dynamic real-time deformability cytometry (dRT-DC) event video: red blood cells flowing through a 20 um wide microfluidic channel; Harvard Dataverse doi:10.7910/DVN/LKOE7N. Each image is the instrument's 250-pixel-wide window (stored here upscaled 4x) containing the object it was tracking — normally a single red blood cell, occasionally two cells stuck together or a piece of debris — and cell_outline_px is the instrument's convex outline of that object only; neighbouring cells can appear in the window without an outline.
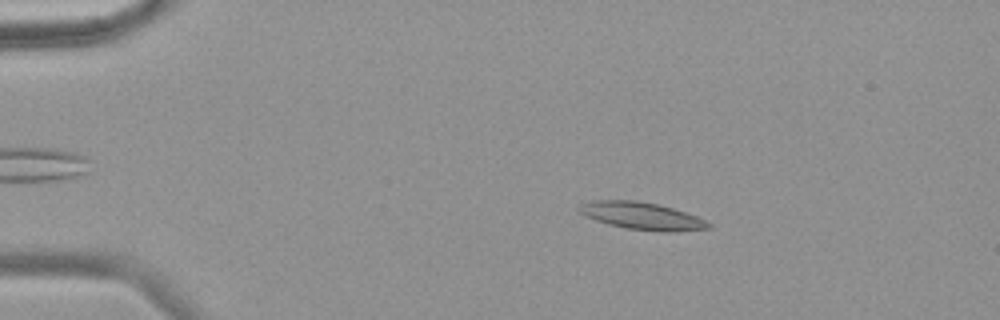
{"species": "common noctule bat (a hibernating species)", "species_latin": "Nyctalus noctula", "temperature_condition": "warm", "stored_images_in_passage": 53, "camera_frame_rate_fps": 3000, "um_per_image_px": 0.085, "animal": {"sex": "female", "body_mass_g": 18.4}, "frame": {"image": 1, "passage_image": 5, "time_ms": 1.333, "image_size_px": [1000, 320], "cell_outline_px": [[712, 228], [628, 228], [608, 224], [596, 220], [580, 212], [576, 208], [580, 204], [592, 200], [636, 200], [656, 204], [672, 208], [696, 216], [712, 224]], "centroid_in_image_um": [54.4, 18.27], "position_along_channel_um": 30.6, "area_um2": 19.07}}
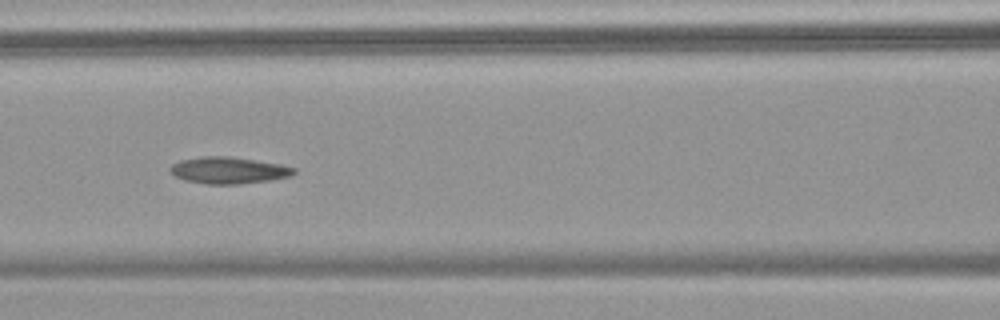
{"frame": {"image": 2, "passage_image": 21, "time_ms": 6.667, "image_size_px": [1000, 320], "cell_outline_px": [[296, 172], [292, 176], [268, 180], [240, 184], [208, 184], [184, 180], [168, 172], [168, 168], [172, 164], [180, 160], [204, 156], [228, 156], [280, 164], [296, 168]], "centroid_in_image_um": [19.4, 14.48], "position_along_channel_um": 147.2, "area_um2": 19.25}}
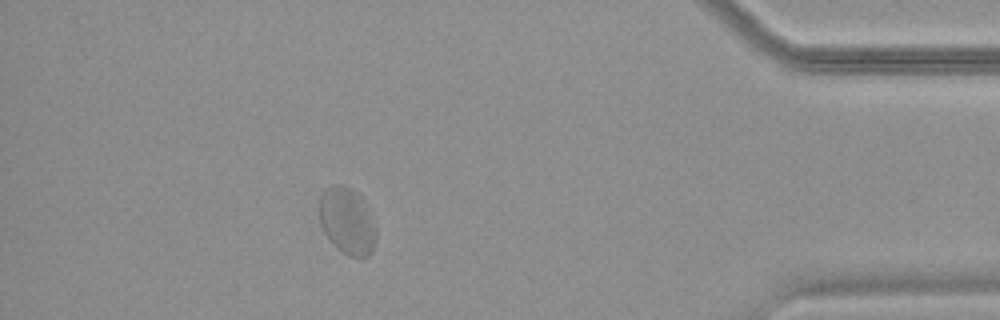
{"frame": {"image": 3, "passage_image": 47, "time_ms": 15.333, "image_size_px": [1000, 320], "cell_outline_px": [[376, 240], [372, 252], [368, 256], [348, 256], [324, 232], [320, 224], [320, 196], [324, 188], [332, 184], [340, 184], [352, 188], [364, 200], [376, 228]], "centroid_in_image_um": [29.52, 18.73], "position_along_channel_um": 405.7, "area_um2": 21.91}}